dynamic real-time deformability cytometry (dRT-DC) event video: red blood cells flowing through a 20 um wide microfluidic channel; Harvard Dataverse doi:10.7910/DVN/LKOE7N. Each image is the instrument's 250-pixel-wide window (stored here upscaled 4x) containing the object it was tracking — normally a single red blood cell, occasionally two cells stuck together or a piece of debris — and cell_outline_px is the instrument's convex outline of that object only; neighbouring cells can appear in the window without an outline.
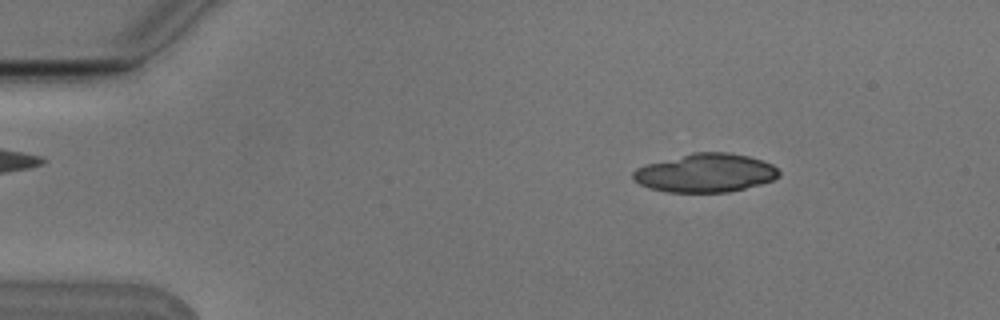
{"species": "Egyptian fruit bat (a non-hibernating species)", "species_latin": "Rousettus aegyptiacus", "temperature_condition": "cold", "stored_images_in_passage": 5, "camera_frame_rate_fps": 3000, "um_per_image_px": 0.085, "animal": {"sex": "male"}, "frame": {"image": 1, "passage_image": 2, "time_ms": 0.333, "image_size_px": [1000, 320], "cell_outline_px": [[780, 176], [772, 180], [760, 184], [728, 192], [668, 192], [648, 188], [632, 180], [632, 172], [636, 168], [648, 164], [692, 152], [728, 152], [748, 156], [772, 164], [780, 172]], "centroid_in_image_um": [59.94, 14.7], "position_along_channel_um": 25.1, "area_um2": 32.71}}